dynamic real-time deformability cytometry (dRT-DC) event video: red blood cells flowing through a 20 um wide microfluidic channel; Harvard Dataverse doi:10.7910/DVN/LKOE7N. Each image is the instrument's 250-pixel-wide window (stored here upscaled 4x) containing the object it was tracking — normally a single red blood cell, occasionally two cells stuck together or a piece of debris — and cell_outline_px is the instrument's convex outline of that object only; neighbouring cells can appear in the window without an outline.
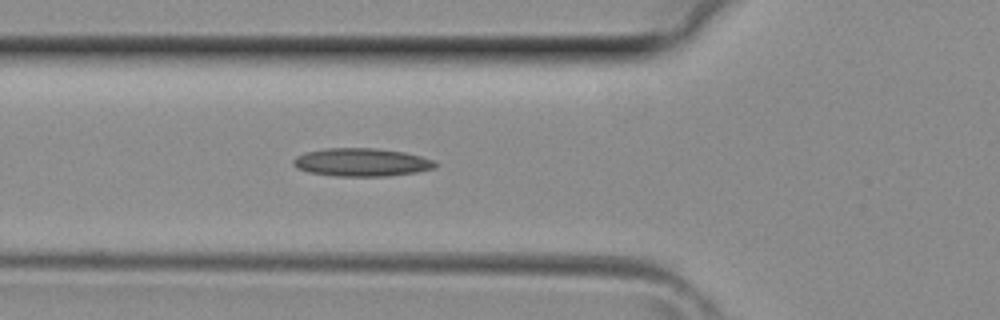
{"species": "common noctule bat (a hibernating species)", "species_latin": "Nyctalus noctula", "temperature_condition": "room temperature", "stored_images_in_passage": 32, "camera_frame_rate_fps": 3000, "um_per_image_px": 0.085, "animal": {"sex": "female", "body_mass_g": 29.2, "forearm_length_mm": 56.3}, "frame": {"image": 1, "passage_image": 6, "time_ms": 1.667, "image_size_px": [1000, 320], "cell_outline_px": [[436, 164], [432, 168], [416, 172], [388, 176], [332, 176], [308, 172], [296, 168], [292, 164], [292, 160], [296, 156], [304, 152], [324, 148], [372, 148], [404, 152], [420, 156], [432, 160]], "centroid_in_image_um": [30.64, 13.79], "position_along_channel_um": 95.2, "area_um2": 23.24}}
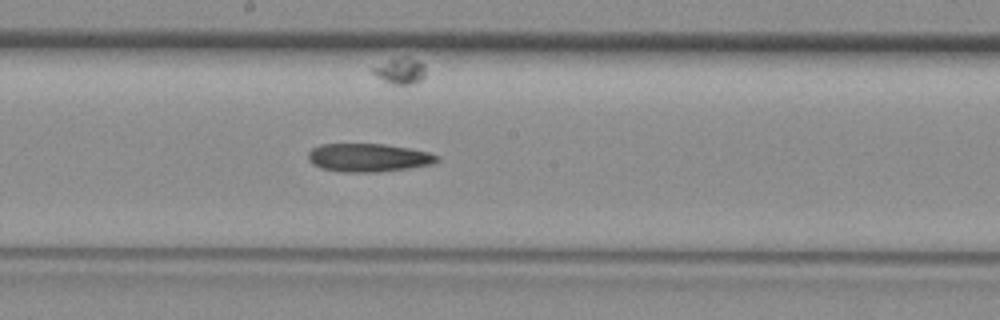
{"frame": {"image": 2, "passage_image": 13, "time_ms": 4.0, "image_size_px": [1000, 320], "cell_outline_px": [[440, 160], [432, 164], [408, 168], [376, 172], [340, 172], [320, 168], [312, 164], [308, 160], [308, 152], [312, 148], [320, 144], [384, 144], [408, 148], [428, 152], [440, 156]], "centroid_in_image_um": [31.29, 13.4], "position_along_channel_um": 216.9, "area_um2": 21.33}}
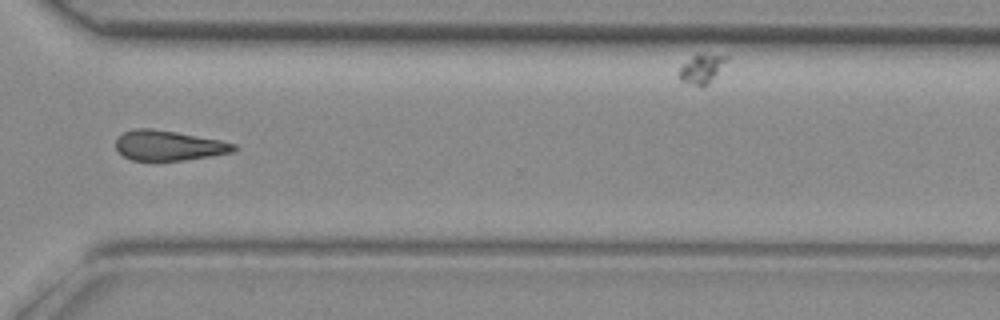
{"frame": {"image": 3, "passage_image": 21, "time_ms": 6.667, "image_size_px": [1000, 320], "cell_outline_px": [[236, 148], [232, 152], [184, 160], [132, 160], [124, 156], [116, 148], [116, 140], [124, 132], [136, 128], [152, 128], [176, 132], [220, 140], [236, 144]], "centroid_in_image_um": [14.32, 12.36], "position_along_channel_um": 356.3, "area_um2": 20.35}}